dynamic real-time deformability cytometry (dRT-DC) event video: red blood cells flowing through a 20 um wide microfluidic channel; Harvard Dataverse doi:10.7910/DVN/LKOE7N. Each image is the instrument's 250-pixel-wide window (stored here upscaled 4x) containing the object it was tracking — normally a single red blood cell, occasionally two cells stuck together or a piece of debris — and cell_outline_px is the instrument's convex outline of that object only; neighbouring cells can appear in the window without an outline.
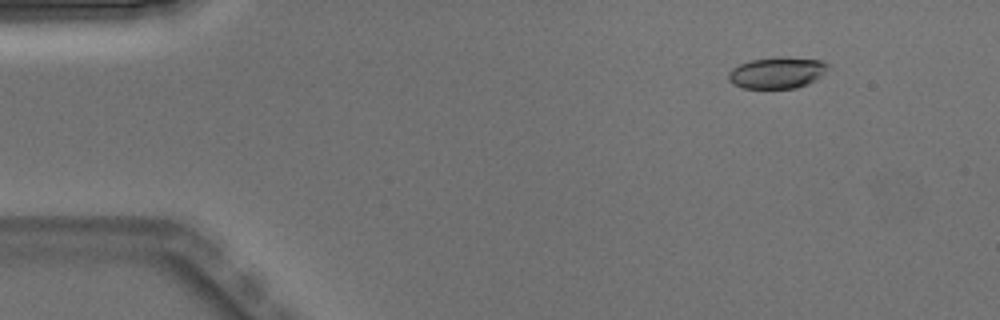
{"species": "Egyptian fruit bat (a non-hibernating species)", "species_latin": "Rousettus aegyptiacus", "temperature_condition": "warm", "stored_images_in_passage": 5, "camera_frame_rate_fps": 3000, "um_per_image_px": 0.085, "animal": {"sex": "male"}, "frame": {"image": 1, "passage_image": 1, "time_ms": 0.0, "image_size_px": [1000, 320], "cell_outline_px": [[828, 68], [816, 80], [808, 84], [796, 88], [744, 88], [732, 84], [728, 80], [728, 72], [732, 68], [740, 64], [752, 60], [780, 56], [820, 60], [828, 64]], "centroid_in_image_um": [66.04, 6.18], "position_along_channel_um": 19.0, "area_um2": 18.21}}
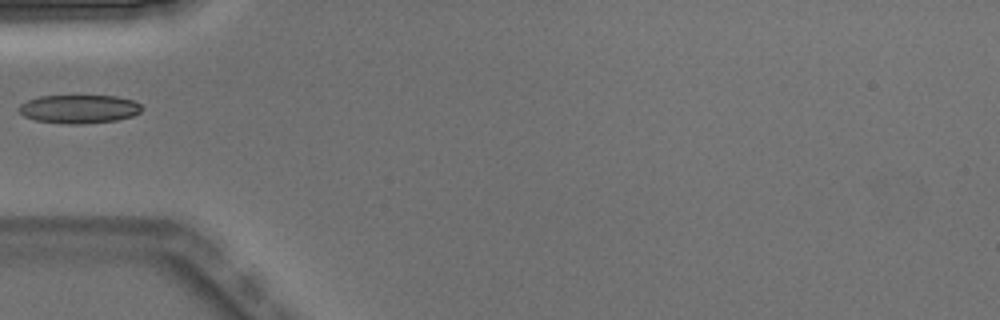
{"frame": {"image": 2, "passage_image": 4, "time_ms": 1.0, "image_size_px": [1000, 320], "cell_outline_px": [[144, 108], [140, 112], [132, 116], [116, 120], [80, 124], [64, 124], [36, 120], [24, 116], [20, 112], [20, 104], [28, 100], [40, 96], [116, 96], [136, 100]], "centroid_in_image_um": [6.77, 9.26], "position_along_channel_um": 78.2, "area_um2": 20.4}}